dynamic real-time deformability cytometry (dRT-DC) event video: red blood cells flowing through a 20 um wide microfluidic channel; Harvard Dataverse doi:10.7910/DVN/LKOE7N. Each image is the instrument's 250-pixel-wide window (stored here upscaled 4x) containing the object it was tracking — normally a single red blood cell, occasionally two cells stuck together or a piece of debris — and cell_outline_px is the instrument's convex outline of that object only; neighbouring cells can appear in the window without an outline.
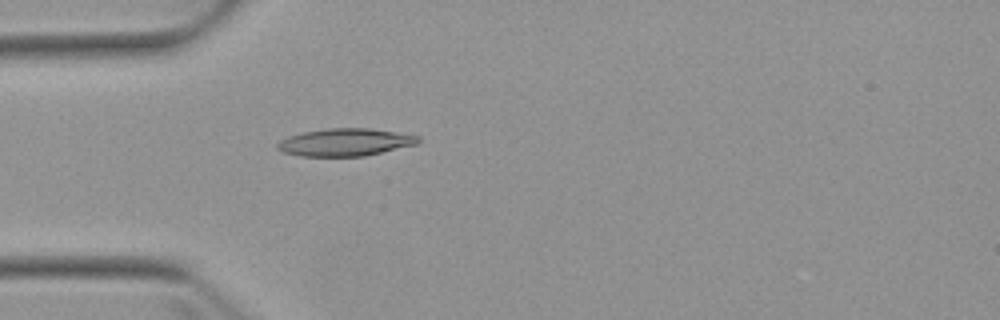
{"species": "Egyptian fruit bat (a non-hibernating species)", "species_latin": "Rousettus aegyptiacus", "temperature_condition": "warm", "stored_images_in_passage": 4, "camera_frame_rate_fps": 3000, "um_per_image_px": 0.085, "animal": {"sex": "female"}, "frame": {"image": 1, "passage_image": 4, "time_ms": 3.667, "image_size_px": [1000, 320], "cell_outline_px": [[420, 140], [416, 144], [364, 156], [300, 156], [284, 152], [276, 148], [276, 144], [280, 140], [288, 136], [304, 132], [328, 128], [368, 128], [420, 136]], "centroid_in_image_um": [29.3, 12.09], "position_along_channel_um": 55.7, "area_um2": 22.37}}